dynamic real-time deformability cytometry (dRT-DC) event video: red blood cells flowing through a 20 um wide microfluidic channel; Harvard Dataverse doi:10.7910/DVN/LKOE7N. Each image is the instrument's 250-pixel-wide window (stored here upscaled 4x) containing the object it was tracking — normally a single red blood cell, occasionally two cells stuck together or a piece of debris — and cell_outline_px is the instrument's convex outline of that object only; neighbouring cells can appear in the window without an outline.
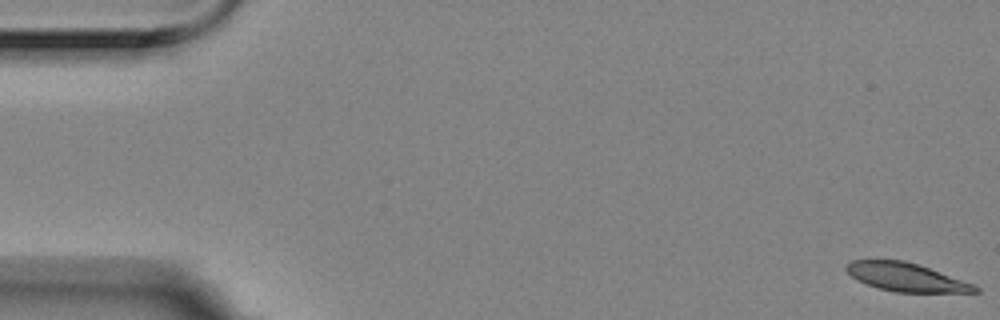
{"species": "Egyptian fruit bat (a non-hibernating species)", "species_latin": "Rousettus aegyptiacus", "temperature_condition": "room temperature", "stored_images_in_passage": 21, "camera_frame_rate_fps": 3000, "um_per_image_px": 0.085, "animal": {"sex": "female"}, "frame": {"image": 1, "passage_image": 1, "time_ms": 0.0, "image_size_px": [1000, 320], "cell_outline_px": [[980, 292], [896, 292], [880, 288], [856, 280], [844, 268], [844, 264], [852, 260], [904, 260], [920, 264], [976, 284], [980, 288]], "centroid_in_image_um": [77.06, 23.55], "position_along_channel_um": 7.9, "area_um2": 21.5}}
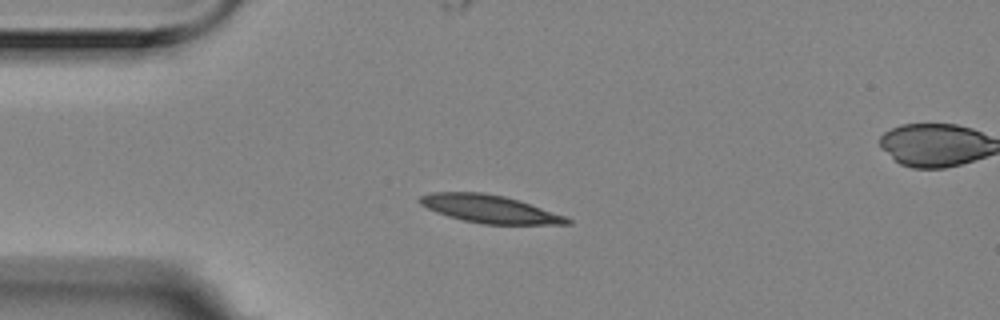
{"frame": {"image": 2, "passage_image": 14, "time_ms": 4.333, "image_size_px": [1000, 320], "cell_outline_px": [[572, 224], [484, 224], [464, 220], [448, 216], [436, 212], [420, 204], [416, 200], [420, 196], [432, 192], [484, 192], [504, 196], [564, 216], [572, 220]], "centroid_in_image_um": [41.55, 17.75], "position_along_channel_um": 43.5, "area_um2": 23.52}}
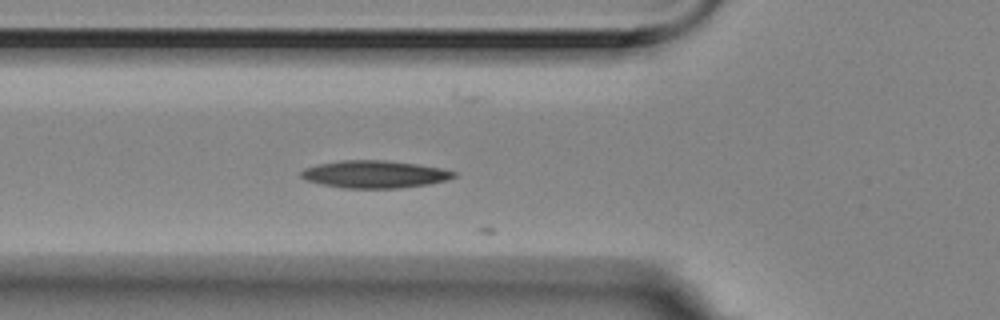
{"frame": {"image": 3, "passage_image": 20, "time_ms": 6.333, "image_size_px": [1000, 320], "cell_outline_px": [[456, 176], [448, 180], [428, 184], [400, 188], [344, 188], [320, 184], [308, 180], [300, 176], [300, 172], [304, 168], [316, 164], [340, 160], [384, 160], [416, 164], [440, 168], [456, 172]], "centroid_in_image_um": [31.82, 14.81], "position_along_channel_um": 94.0, "area_um2": 24.45}}